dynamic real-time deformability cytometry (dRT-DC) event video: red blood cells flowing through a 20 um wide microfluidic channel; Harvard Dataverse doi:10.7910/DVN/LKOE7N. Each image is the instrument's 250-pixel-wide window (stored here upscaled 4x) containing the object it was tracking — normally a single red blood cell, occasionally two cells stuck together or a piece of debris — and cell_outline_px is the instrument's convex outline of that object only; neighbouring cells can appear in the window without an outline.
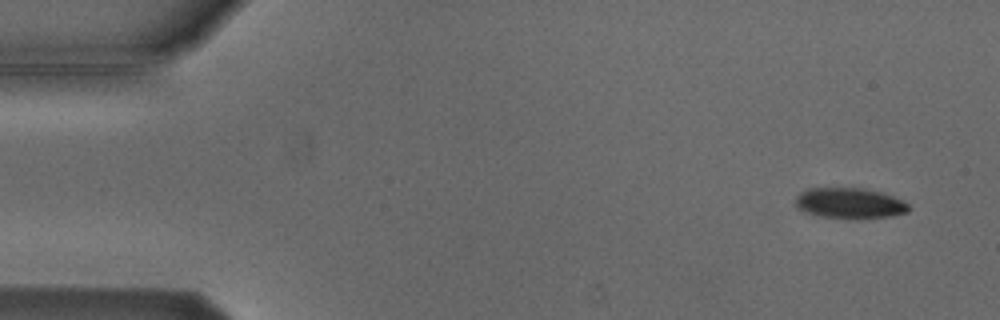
{"species": "Egyptian fruit bat (a non-hibernating species)", "species_latin": "Rousettus aegyptiacus", "temperature_condition": "cold", "stored_images_in_passage": 5, "camera_frame_rate_fps": 3000, "um_per_image_px": 0.085, "animal": {"sex": "male"}, "frame": {"image": 1, "passage_image": 1, "time_ms": 0.0, "image_size_px": [1000, 320], "cell_outline_px": [[908, 212], [892, 216], [860, 220], [852, 220], [820, 216], [808, 212], [800, 208], [796, 204], [796, 196], [800, 192], [808, 188], [864, 188], [880, 192], [892, 196], [908, 204]], "centroid_in_image_um": [72.24, 17.29], "position_along_channel_um": 12.8, "area_um2": 20.35}}